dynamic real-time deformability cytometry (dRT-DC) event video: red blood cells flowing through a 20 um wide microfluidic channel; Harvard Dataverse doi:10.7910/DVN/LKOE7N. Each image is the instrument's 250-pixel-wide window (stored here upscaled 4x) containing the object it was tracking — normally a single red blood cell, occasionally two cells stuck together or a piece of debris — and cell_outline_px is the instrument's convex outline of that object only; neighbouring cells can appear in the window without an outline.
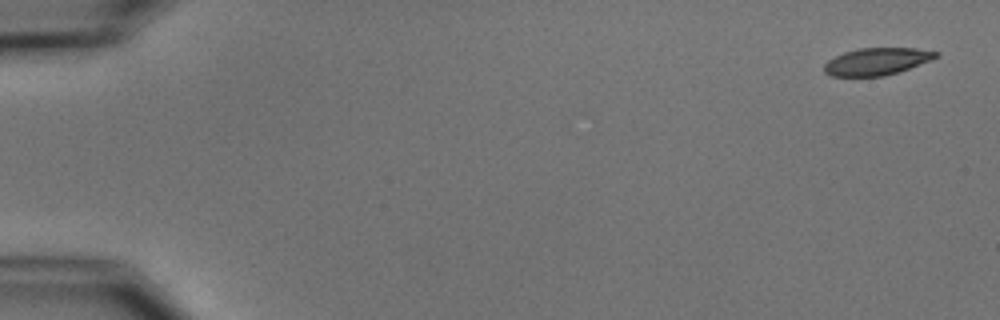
{"species": "common noctule bat (a hibernating species)", "species_latin": "Nyctalus noctula", "temperature_condition": "cold", "stored_images_in_passage": 3, "camera_frame_rate_fps": 3000, "um_per_image_px": 0.085, "animal": {"sex": "male", "body_mass_g": 15.6}, "frame": {"image": 1, "passage_image": 1, "time_ms": 0.0, "image_size_px": [1000, 320], "cell_outline_px": [[940, 56], [932, 60], [884, 76], [832, 76], [824, 72], [824, 64], [828, 60], [844, 52], [860, 48], [916, 48], [940, 52]], "centroid_in_image_um": [74.55, 5.21], "position_along_channel_um": 10.5, "area_um2": 17.63}}